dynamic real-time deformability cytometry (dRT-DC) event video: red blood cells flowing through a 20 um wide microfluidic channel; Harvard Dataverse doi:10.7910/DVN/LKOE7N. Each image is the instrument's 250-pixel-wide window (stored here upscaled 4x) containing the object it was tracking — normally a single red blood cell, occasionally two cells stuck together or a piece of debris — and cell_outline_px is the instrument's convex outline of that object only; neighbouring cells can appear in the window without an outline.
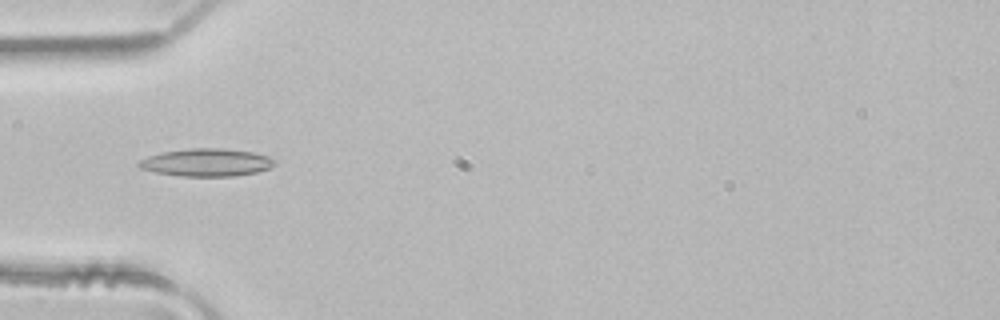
{"species": "common noctule bat (a hibernating species)", "species_latin": "Nyctalus noctula", "temperature_condition": "room temperature", "stored_images_in_passage": 2, "camera_frame_rate_fps": 3000, "um_per_image_px": 0.085, "animal": {"sex": "male", "body_mass_g": 21.5, "forearm_length_mm": 52.0}, "frame": {"image": 1, "passage_image": 2, "time_ms": 0.333, "image_size_px": [1000, 320], "cell_outline_px": [[276, 164], [268, 168], [256, 172], [232, 176], [180, 176], [156, 172], [140, 168], [136, 164], [140, 160], [148, 156], [160, 152], [188, 148], [224, 148], [252, 152], [268, 156], [276, 160]], "centroid_in_image_um": [17.54, 13.8], "position_along_channel_um": 67.5, "area_um2": 21.96}}